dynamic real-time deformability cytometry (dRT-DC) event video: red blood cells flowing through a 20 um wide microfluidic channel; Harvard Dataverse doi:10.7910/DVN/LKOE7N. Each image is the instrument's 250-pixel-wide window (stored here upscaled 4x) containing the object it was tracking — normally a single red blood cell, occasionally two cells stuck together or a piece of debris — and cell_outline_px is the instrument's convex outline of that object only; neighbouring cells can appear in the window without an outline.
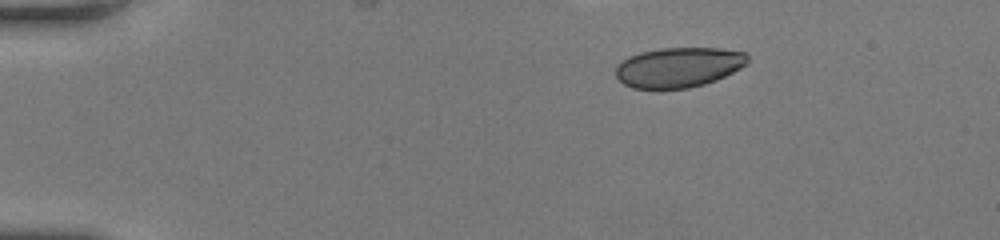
{"species": "human", "species_latin": "Homo sapiens", "temperature_condition": "room temperature", "stored_images_in_passage": 35, "camera_frame_rate_fps": 3000, "um_per_image_px": 0.085, "donor": {"sex": "female"}, "frame": {"image": 1, "passage_image": 1, "time_ms": 0.0, "image_size_px": [1000, 240], "cell_outline_px": [[748, 64], [716, 80], [704, 84], [688, 88], [632, 88], [624, 84], [616, 76], [616, 64], [628, 56], [640, 52], [664, 48], [720, 48], [748, 52]], "centroid_in_image_um": [57.69, 5.7], "position_along_channel_um": 27.3, "area_um2": 30.81}}